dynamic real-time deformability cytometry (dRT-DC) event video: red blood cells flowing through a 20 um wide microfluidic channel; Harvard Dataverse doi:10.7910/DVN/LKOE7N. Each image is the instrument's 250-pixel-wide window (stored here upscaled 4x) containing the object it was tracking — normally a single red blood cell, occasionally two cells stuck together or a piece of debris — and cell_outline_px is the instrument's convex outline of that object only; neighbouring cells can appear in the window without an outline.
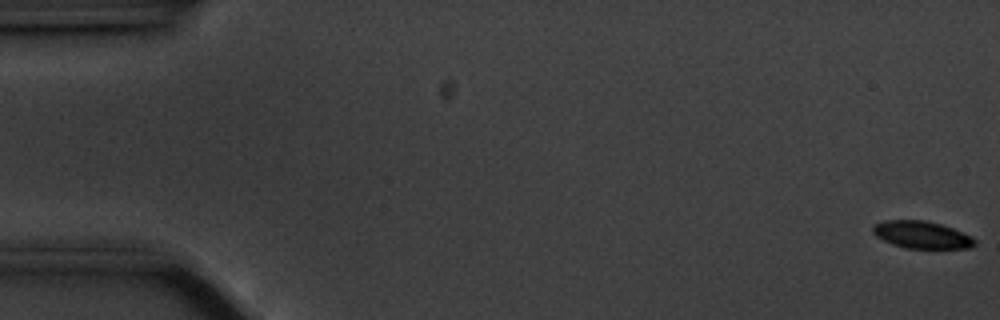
{"species": "common noctule bat (a hibernating species)", "species_latin": "Nyctalus noctula", "temperature_condition": "cold", "stored_images_in_passage": 57, "camera_frame_rate_fps": 3000, "um_per_image_px": 0.085, "animal": {"sex": "male", "body_mass_g": 20.1, "forearm_length_mm": 53.5}, "frame": {"image": 1, "passage_image": 1, "time_ms": 0.0, "image_size_px": [1000, 320], "cell_outline_px": [[976, 244], [972, 248], [904, 248], [892, 244], [876, 236], [872, 232], [872, 228], [876, 224], [884, 220], [924, 220], [940, 224], [952, 228], [972, 236], [976, 240]], "centroid_in_image_um": [78.36, 19.96], "position_along_channel_um": 6.6, "area_um2": 16.18}}
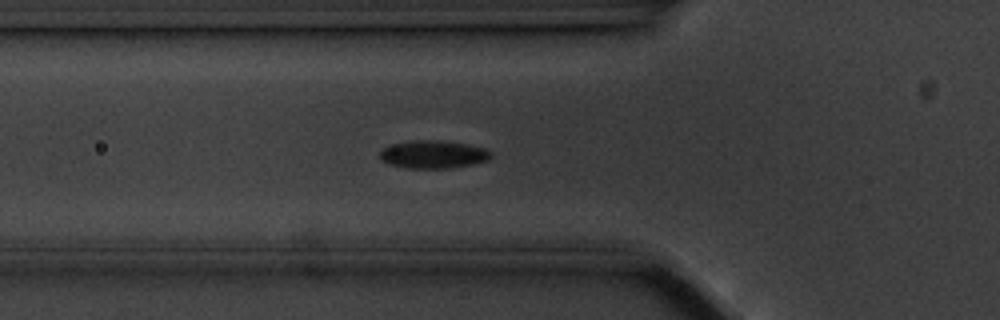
{"frame": {"image": 2, "passage_image": 20, "time_ms": 6.333, "image_size_px": [1000, 320], "cell_outline_px": [[492, 156], [488, 160], [472, 164], [448, 168], [408, 168], [388, 164], [380, 160], [380, 152], [388, 144], [416, 140], [440, 140], [464, 144], [484, 148], [492, 152]], "centroid_in_image_um": [36.79, 13.12], "position_along_channel_um": 89.0, "area_um2": 18.03}}
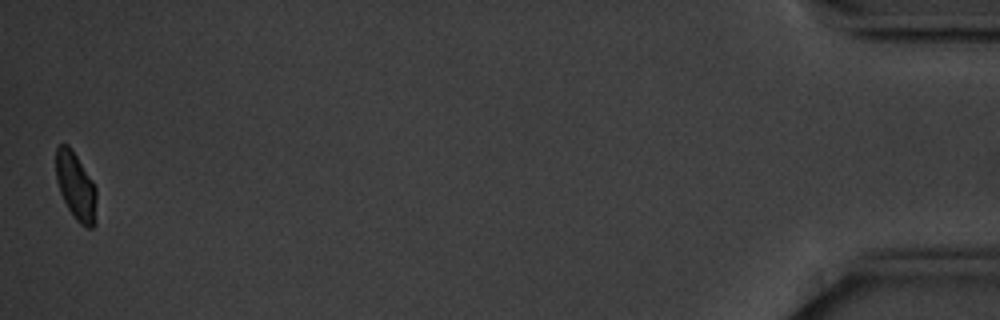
{"frame": {"image": 3, "passage_image": 57, "time_ms": 18.667, "image_size_px": [1000, 320], "cell_outline_px": [[96, 224], [92, 228], [88, 228], [80, 224], [76, 220], [68, 208], [60, 192], [56, 180], [56, 148], [60, 144], [68, 144], [92, 180], [96, 188]], "centroid_in_image_um": [6.45, 15.86], "position_along_channel_um": 428.7, "area_um2": 15.95}, "authors_computed_cell_mechanics": {"area_um2": 17.2822, "velocity_mm_per_s": 3.5046, "shape_relaxation_time_tau1_ms": 2.0863, "shape_relaxation_time_tau2_ms": 10.54, "deformation_change_tau1": 0.0648, "deformation_change_tau2": 0.1048}}